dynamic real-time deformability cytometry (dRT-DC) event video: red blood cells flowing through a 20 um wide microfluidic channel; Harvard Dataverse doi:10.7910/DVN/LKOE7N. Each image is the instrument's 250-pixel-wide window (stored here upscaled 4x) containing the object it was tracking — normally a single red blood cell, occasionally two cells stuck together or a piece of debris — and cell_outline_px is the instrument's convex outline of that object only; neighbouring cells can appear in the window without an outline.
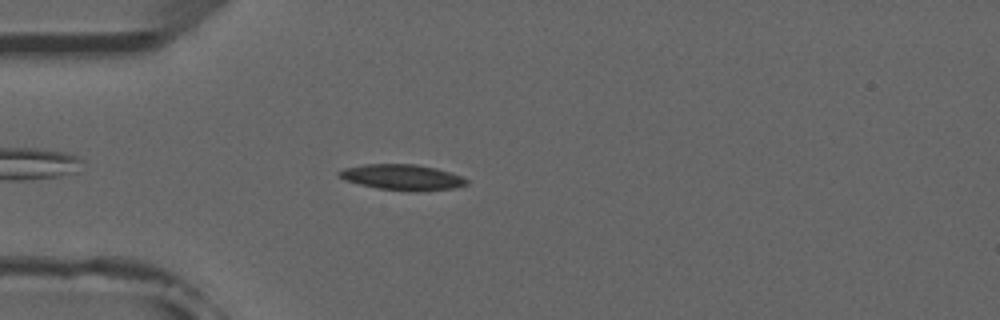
{"species": "common noctule bat (a hibernating species)", "species_latin": "Nyctalus noctula", "temperature_condition": "room temperature", "stored_images_in_passage": 41, "camera_frame_rate_fps": 3000, "um_per_image_px": 0.085, "animal": {"sex": "male", "forearm_length_mm": 52.5}, "frame": {"image": 1, "passage_image": 6, "time_ms": 1.667, "image_size_px": [1000, 320], "cell_outline_px": [[468, 184], [452, 188], [408, 192], [376, 188], [344, 180], [336, 176], [336, 172], [344, 168], [364, 164], [416, 164], [436, 168], [452, 172], [468, 180]], "centroid_in_image_um": [34.14, 15.06], "position_along_channel_um": 50.9, "area_um2": 19.25}}
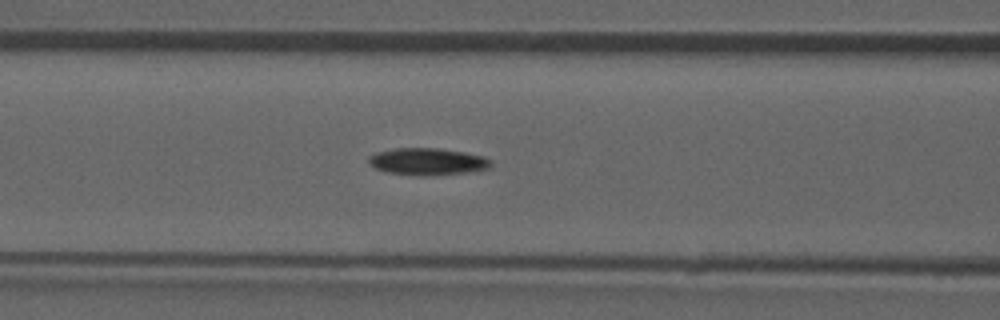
{"frame": {"image": 2, "passage_image": 13, "time_ms": 4.0, "image_size_px": [1000, 320], "cell_outline_px": [[492, 164], [488, 168], [468, 172], [428, 176], [424, 176], [388, 172], [376, 168], [368, 164], [368, 156], [376, 152], [396, 148], [436, 148], [464, 152], [484, 156], [492, 160]], "centroid_in_image_um": [36.34, 13.73], "position_along_channel_um": 130.3, "area_um2": 19.25}}
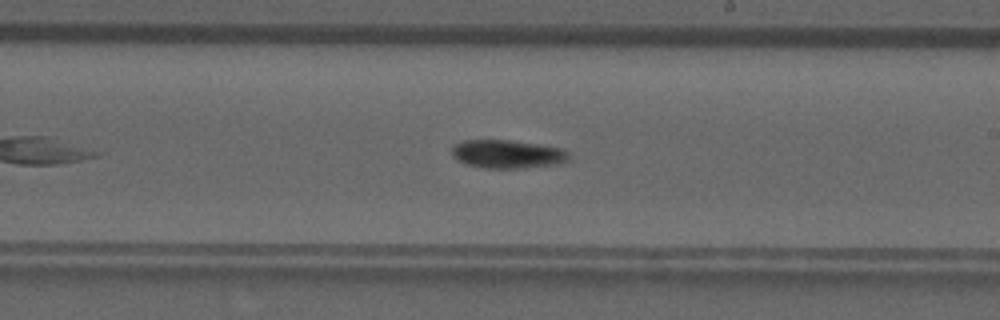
{"frame": {"image": 3, "passage_image": 22, "time_ms": 7.0, "image_size_px": [1000, 320], "cell_outline_px": [[568, 160], [556, 164], [520, 168], [484, 168], [464, 164], [456, 160], [452, 156], [452, 144], [460, 140], [508, 140], [536, 144], [560, 148], [568, 152]], "centroid_in_image_um": [43.03, 13.09], "position_along_channel_um": 246.0, "area_um2": 19.36}, "authors_computed_cell_mechanics": {"area_um2": 19.4786, "velocity_mm_per_s": 3.8752, "shape_relaxation_time_tau1_ms": null, "shape_relaxation_time_tau2_ms": 6.7945, "deformation_change_tau1": null, "deformation_change_tau2": 0.0751}}